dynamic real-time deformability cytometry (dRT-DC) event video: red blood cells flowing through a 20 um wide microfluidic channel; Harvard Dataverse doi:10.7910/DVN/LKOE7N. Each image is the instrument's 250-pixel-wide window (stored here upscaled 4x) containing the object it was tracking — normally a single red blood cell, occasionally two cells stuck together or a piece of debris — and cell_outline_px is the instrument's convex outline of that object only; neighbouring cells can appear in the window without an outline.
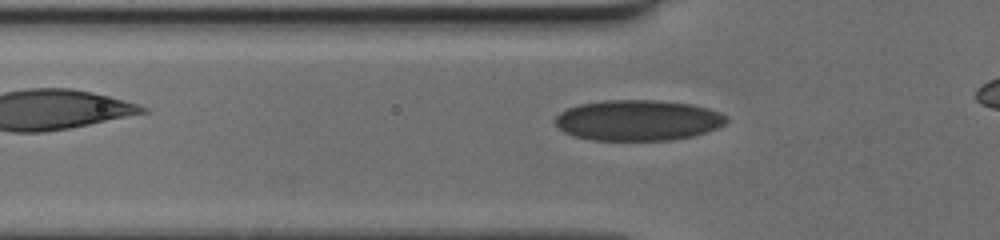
{"species": "human", "species_latin": "Homo sapiens", "temperature_condition": "cold", "stored_images_in_passage": 32, "camera_frame_rate_fps": 3000, "um_per_image_px": 0.085, "donor": {"sex": "female"}, "frame": {"image": 1, "passage_image": 5, "time_ms": 1.333, "image_size_px": [1000, 240], "cell_outline_px": [[728, 120], [724, 124], [708, 132], [692, 136], [672, 140], [592, 140], [576, 136], [564, 132], [552, 120], [560, 112], [568, 108], [580, 104], [604, 100], [656, 100], [692, 104], [708, 108], [720, 112]], "centroid_in_image_um": [54.22, 10.22], "position_along_channel_um": 71.6, "area_um2": 40.63}}
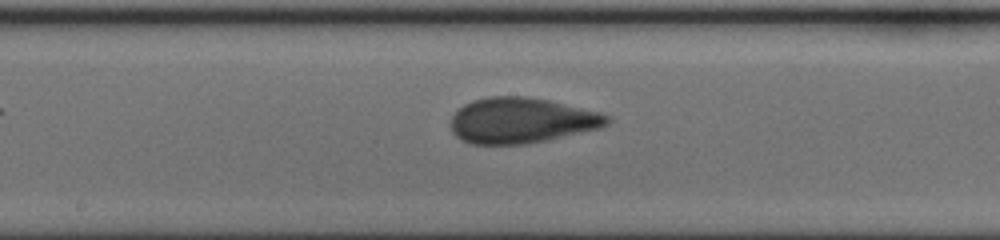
{"frame": {"image": 2, "passage_image": 15, "time_ms": 4.667, "image_size_px": [1000, 240], "cell_outline_px": [[612, 120], [608, 124], [600, 128], [548, 140], [528, 144], [472, 144], [460, 140], [452, 132], [452, 116], [464, 104], [472, 100], [488, 96], [524, 96], [548, 100], [600, 112], [608, 116]], "centroid_in_image_um": [44.33, 10.24], "position_along_channel_um": 203.9, "area_um2": 41.56}}
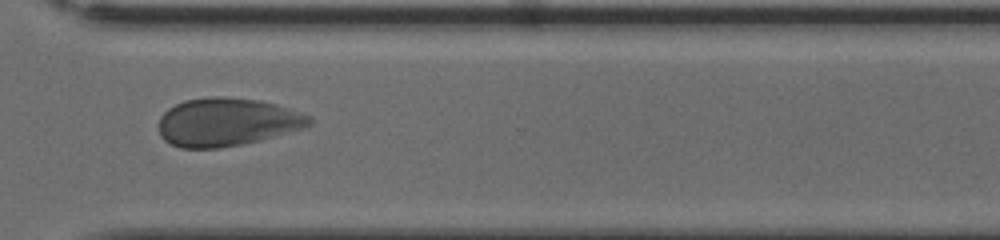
{"frame": {"image": 3, "passage_image": 26, "time_ms": 8.333, "image_size_px": [1000, 240], "cell_outline_px": [[312, 124], [300, 128], [260, 140], [220, 148], [180, 148], [164, 140], [160, 136], [160, 116], [168, 108], [184, 100], [208, 96], [220, 96], [256, 100], [276, 104], [308, 116], [312, 120]], "centroid_in_image_um": [19.22, 10.37], "position_along_channel_um": 351.4, "area_um2": 41.79}}